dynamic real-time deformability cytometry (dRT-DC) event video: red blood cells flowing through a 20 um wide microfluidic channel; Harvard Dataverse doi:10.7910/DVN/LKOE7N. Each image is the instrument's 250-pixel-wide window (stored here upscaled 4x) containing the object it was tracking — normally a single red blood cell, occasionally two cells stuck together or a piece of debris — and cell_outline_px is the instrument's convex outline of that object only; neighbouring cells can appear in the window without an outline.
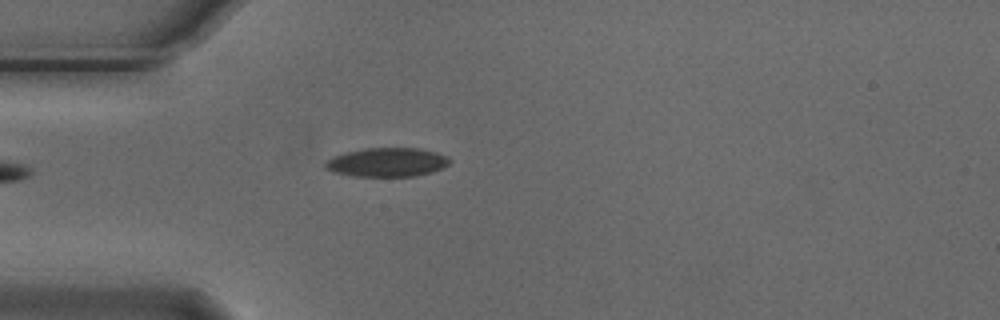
{"species": "Egyptian fruit bat (a non-hibernating species)", "species_latin": "Rousettus aegyptiacus", "temperature_condition": "cold", "stored_images_in_passage": 5, "camera_frame_rate_fps": 3000, "um_per_image_px": 0.085, "animal": {"sex": "male"}, "frame": {"image": 1, "passage_image": 5, "time_ms": 1.333, "image_size_px": [1000, 320], "cell_outline_px": [[452, 160], [444, 168], [432, 172], [416, 176], [352, 176], [332, 172], [324, 168], [324, 164], [332, 156], [344, 152], [364, 148], [420, 148], [436, 152], [448, 156]], "centroid_in_image_um": [32.9, 13.79], "position_along_channel_um": 52.1, "area_um2": 21.27}}